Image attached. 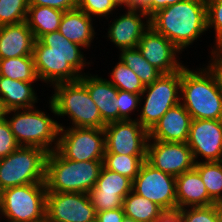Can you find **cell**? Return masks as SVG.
Instances as JSON below:
<instances>
[{"label": "cell", "instance_id": "7c38bea8", "mask_svg": "<svg viewBox=\"0 0 222 222\" xmlns=\"http://www.w3.org/2000/svg\"><path fill=\"white\" fill-rule=\"evenodd\" d=\"M105 153L146 156L148 131L138 120L110 122L104 127Z\"/></svg>", "mask_w": 222, "mask_h": 222}, {"label": "cell", "instance_id": "603a6c76", "mask_svg": "<svg viewBox=\"0 0 222 222\" xmlns=\"http://www.w3.org/2000/svg\"><path fill=\"white\" fill-rule=\"evenodd\" d=\"M31 83L0 76V98L6 110L5 114L19 111V109L34 108L33 104L37 97Z\"/></svg>", "mask_w": 222, "mask_h": 222}, {"label": "cell", "instance_id": "d6a6232c", "mask_svg": "<svg viewBox=\"0 0 222 222\" xmlns=\"http://www.w3.org/2000/svg\"><path fill=\"white\" fill-rule=\"evenodd\" d=\"M29 0H0V26L26 21Z\"/></svg>", "mask_w": 222, "mask_h": 222}, {"label": "cell", "instance_id": "9a60e30c", "mask_svg": "<svg viewBox=\"0 0 222 222\" xmlns=\"http://www.w3.org/2000/svg\"><path fill=\"white\" fill-rule=\"evenodd\" d=\"M132 184L128 177L103 166L95 186L89 192L95 212L122 208L123 199L132 191Z\"/></svg>", "mask_w": 222, "mask_h": 222}, {"label": "cell", "instance_id": "4dcf8cb0", "mask_svg": "<svg viewBox=\"0 0 222 222\" xmlns=\"http://www.w3.org/2000/svg\"><path fill=\"white\" fill-rule=\"evenodd\" d=\"M112 78L110 81L118 90H123L135 94H142L145 86L139 77L130 68H128L121 60L112 70Z\"/></svg>", "mask_w": 222, "mask_h": 222}, {"label": "cell", "instance_id": "5b68a950", "mask_svg": "<svg viewBox=\"0 0 222 222\" xmlns=\"http://www.w3.org/2000/svg\"><path fill=\"white\" fill-rule=\"evenodd\" d=\"M52 96L50 108L56 115H70L74 127L104 129L98 107L91 99L87 88L78 80L58 83Z\"/></svg>", "mask_w": 222, "mask_h": 222}, {"label": "cell", "instance_id": "6da1fadb", "mask_svg": "<svg viewBox=\"0 0 222 222\" xmlns=\"http://www.w3.org/2000/svg\"><path fill=\"white\" fill-rule=\"evenodd\" d=\"M80 45L71 42L58 30L35 40L33 58L39 79L54 81L52 84L75 82L85 63ZM77 74V75H76Z\"/></svg>", "mask_w": 222, "mask_h": 222}, {"label": "cell", "instance_id": "ee69618b", "mask_svg": "<svg viewBox=\"0 0 222 222\" xmlns=\"http://www.w3.org/2000/svg\"><path fill=\"white\" fill-rule=\"evenodd\" d=\"M5 113H6V110L3 107L2 100L0 98V120L5 118V115H6Z\"/></svg>", "mask_w": 222, "mask_h": 222}, {"label": "cell", "instance_id": "b9f144b4", "mask_svg": "<svg viewBox=\"0 0 222 222\" xmlns=\"http://www.w3.org/2000/svg\"><path fill=\"white\" fill-rule=\"evenodd\" d=\"M127 7L139 10L140 16H149V0H127Z\"/></svg>", "mask_w": 222, "mask_h": 222}, {"label": "cell", "instance_id": "f35d334b", "mask_svg": "<svg viewBox=\"0 0 222 222\" xmlns=\"http://www.w3.org/2000/svg\"><path fill=\"white\" fill-rule=\"evenodd\" d=\"M218 53L215 56L213 63H211L208 71L213 76L216 86L222 95V51H217Z\"/></svg>", "mask_w": 222, "mask_h": 222}, {"label": "cell", "instance_id": "5bb4252c", "mask_svg": "<svg viewBox=\"0 0 222 222\" xmlns=\"http://www.w3.org/2000/svg\"><path fill=\"white\" fill-rule=\"evenodd\" d=\"M146 161L154 168L174 177L192 170L195 165L187 143L158 140H154L153 144H147Z\"/></svg>", "mask_w": 222, "mask_h": 222}, {"label": "cell", "instance_id": "83f0119b", "mask_svg": "<svg viewBox=\"0 0 222 222\" xmlns=\"http://www.w3.org/2000/svg\"><path fill=\"white\" fill-rule=\"evenodd\" d=\"M121 61L139 77L144 86L150 85L162 73L152 66L138 48L122 49Z\"/></svg>", "mask_w": 222, "mask_h": 222}, {"label": "cell", "instance_id": "8fae6325", "mask_svg": "<svg viewBox=\"0 0 222 222\" xmlns=\"http://www.w3.org/2000/svg\"><path fill=\"white\" fill-rule=\"evenodd\" d=\"M132 190L164 211L177 209L176 177L154 168L146 160L133 180Z\"/></svg>", "mask_w": 222, "mask_h": 222}, {"label": "cell", "instance_id": "d4e9b609", "mask_svg": "<svg viewBox=\"0 0 222 222\" xmlns=\"http://www.w3.org/2000/svg\"><path fill=\"white\" fill-rule=\"evenodd\" d=\"M64 11L47 6H29L26 23L35 40L59 29ZM30 16V17H29Z\"/></svg>", "mask_w": 222, "mask_h": 222}, {"label": "cell", "instance_id": "f1b7e54d", "mask_svg": "<svg viewBox=\"0 0 222 222\" xmlns=\"http://www.w3.org/2000/svg\"><path fill=\"white\" fill-rule=\"evenodd\" d=\"M194 168L199 172L209 197L222 205V161L195 162Z\"/></svg>", "mask_w": 222, "mask_h": 222}, {"label": "cell", "instance_id": "cb8c5ba5", "mask_svg": "<svg viewBox=\"0 0 222 222\" xmlns=\"http://www.w3.org/2000/svg\"><path fill=\"white\" fill-rule=\"evenodd\" d=\"M58 31L68 40L79 44L81 47L89 46L94 36L91 16H88L79 8L64 12Z\"/></svg>", "mask_w": 222, "mask_h": 222}, {"label": "cell", "instance_id": "8992f818", "mask_svg": "<svg viewBox=\"0 0 222 222\" xmlns=\"http://www.w3.org/2000/svg\"><path fill=\"white\" fill-rule=\"evenodd\" d=\"M42 148L19 146L0 158V192L32 183H45L46 157Z\"/></svg>", "mask_w": 222, "mask_h": 222}, {"label": "cell", "instance_id": "e0dca14e", "mask_svg": "<svg viewBox=\"0 0 222 222\" xmlns=\"http://www.w3.org/2000/svg\"><path fill=\"white\" fill-rule=\"evenodd\" d=\"M137 48L142 56L162 74L173 73L183 67L175 58L176 52L180 50L151 26L143 33Z\"/></svg>", "mask_w": 222, "mask_h": 222}, {"label": "cell", "instance_id": "7a4b0ae2", "mask_svg": "<svg viewBox=\"0 0 222 222\" xmlns=\"http://www.w3.org/2000/svg\"><path fill=\"white\" fill-rule=\"evenodd\" d=\"M149 18L150 26L157 33L182 50L207 30L206 0H182Z\"/></svg>", "mask_w": 222, "mask_h": 222}, {"label": "cell", "instance_id": "ba28073f", "mask_svg": "<svg viewBox=\"0 0 222 222\" xmlns=\"http://www.w3.org/2000/svg\"><path fill=\"white\" fill-rule=\"evenodd\" d=\"M182 68L176 72L162 74L150 85L145 86L141 95L147 97L138 121L148 132L173 106L180 103L178 89H181Z\"/></svg>", "mask_w": 222, "mask_h": 222}, {"label": "cell", "instance_id": "2e32d148", "mask_svg": "<svg viewBox=\"0 0 222 222\" xmlns=\"http://www.w3.org/2000/svg\"><path fill=\"white\" fill-rule=\"evenodd\" d=\"M187 145L194 161L198 154L207 162L222 161V120L192 119Z\"/></svg>", "mask_w": 222, "mask_h": 222}, {"label": "cell", "instance_id": "52a82bcc", "mask_svg": "<svg viewBox=\"0 0 222 222\" xmlns=\"http://www.w3.org/2000/svg\"><path fill=\"white\" fill-rule=\"evenodd\" d=\"M45 183H32L0 192V211L9 222H38L46 217Z\"/></svg>", "mask_w": 222, "mask_h": 222}, {"label": "cell", "instance_id": "74e56055", "mask_svg": "<svg viewBox=\"0 0 222 222\" xmlns=\"http://www.w3.org/2000/svg\"><path fill=\"white\" fill-rule=\"evenodd\" d=\"M79 0H29V6H47L62 11L78 8Z\"/></svg>", "mask_w": 222, "mask_h": 222}, {"label": "cell", "instance_id": "ac0fdd59", "mask_svg": "<svg viewBox=\"0 0 222 222\" xmlns=\"http://www.w3.org/2000/svg\"><path fill=\"white\" fill-rule=\"evenodd\" d=\"M192 117L181 103L171 107L148 132L149 139L187 143Z\"/></svg>", "mask_w": 222, "mask_h": 222}, {"label": "cell", "instance_id": "3957f363", "mask_svg": "<svg viewBox=\"0 0 222 222\" xmlns=\"http://www.w3.org/2000/svg\"><path fill=\"white\" fill-rule=\"evenodd\" d=\"M103 161H73L56 149L47 154L45 184L47 192L87 193L95 186Z\"/></svg>", "mask_w": 222, "mask_h": 222}, {"label": "cell", "instance_id": "836d02e7", "mask_svg": "<svg viewBox=\"0 0 222 222\" xmlns=\"http://www.w3.org/2000/svg\"><path fill=\"white\" fill-rule=\"evenodd\" d=\"M207 7V28L214 26L216 31V54L217 51H222V0H206Z\"/></svg>", "mask_w": 222, "mask_h": 222}, {"label": "cell", "instance_id": "9c48e42d", "mask_svg": "<svg viewBox=\"0 0 222 222\" xmlns=\"http://www.w3.org/2000/svg\"><path fill=\"white\" fill-rule=\"evenodd\" d=\"M27 110L7 120L17 143L19 146L42 148L48 153L54 151L48 147L59 135L60 125L44 112L32 111V108Z\"/></svg>", "mask_w": 222, "mask_h": 222}, {"label": "cell", "instance_id": "60d3db41", "mask_svg": "<svg viewBox=\"0 0 222 222\" xmlns=\"http://www.w3.org/2000/svg\"><path fill=\"white\" fill-rule=\"evenodd\" d=\"M180 1L182 0H149V16L151 17L157 11Z\"/></svg>", "mask_w": 222, "mask_h": 222}, {"label": "cell", "instance_id": "f6af8a7d", "mask_svg": "<svg viewBox=\"0 0 222 222\" xmlns=\"http://www.w3.org/2000/svg\"><path fill=\"white\" fill-rule=\"evenodd\" d=\"M118 6L125 4L127 6V0H113Z\"/></svg>", "mask_w": 222, "mask_h": 222}, {"label": "cell", "instance_id": "ffe728a7", "mask_svg": "<svg viewBox=\"0 0 222 222\" xmlns=\"http://www.w3.org/2000/svg\"><path fill=\"white\" fill-rule=\"evenodd\" d=\"M79 81L87 88L91 99L98 107L102 120L108 124L118 121V89L107 80L95 77H83Z\"/></svg>", "mask_w": 222, "mask_h": 222}, {"label": "cell", "instance_id": "7bdbcfd3", "mask_svg": "<svg viewBox=\"0 0 222 222\" xmlns=\"http://www.w3.org/2000/svg\"><path fill=\"white\" fill-rule=\"evenodd\" d=\"M152 222H180L178 209L164 211L157 219Z\"/></svg>", "mask_w": 222, "mask_h": 222}, {"label": "cell", "instance_id": "4fadbf2b", "mask_svg": "<svg viewBox=\"0 0 222 222\" xmlns=\"http://www.w3.org/2000/svg\"><path fill=\"white\" fill-rule=\"evenodd\" d=\"M46 218L50 222H90L96 212L87 193L47 192Z\"/></svg>", "mask_w": 222, "mask_h": 222}, {"label": "cell", "instance_id": "277c9868", "mask_svg": "<svg viewBox=\"0 0 222 222\" xmlns=\"http://www.w3.org/2000/svg\"><path fill=\"white\" fill-rule=\"evenodd\" d=\"M180 91L192 119L222 120V95L209 71L193 72L183 66Z\"/></svg>", "mask_w": 222, "mask_h": 222}, {"label": "cell", "instance_id": "44dd1931", "mask_svg": "<svg viewBox=\"0 0 222 222\" xmlns=\"http://www.w3.org/2000/svg\"><path fill=\"white\" fill-rule=\"evenodd\" d=\"M177 209L216 204L210 197L199 172L193 168L176 177Z\"/></svg>", "mask_w": 222, "mask_h": 222}, {"label": "cell", "instance_id": "d6986e66", "mask_svg": "<svg viewBox=\"0 0 222 222\" xmlns=\"http://www.w3.org/2000/svg\"><path fill=\"white\" fill-rule=\"evenodd\" d=\"M34 42L26 21L0 26V59L33 56Z\"/></svg>", "mask_w": 222, "mask_h": 222}, {"label": "cell", "instance_id": "7dc6e473", "mask_svg": "<svg viewBox=\"0 0 222 222\" xmlns=\"http://www.w3.org/2000/svg\"><path fill=\"white\" fill-rule=\"evenodd\" d=\"M38 222H50V221L45 217L43 220L38 221Z\"/></svg>", "mask_w": 222, "mask_h": 222}, {"label": "cell", "instance_id": "bcb514c9", "mask_svg": "<svg viewBox=\"0 0 222 222\" xmlns=\"http://www.w3.org/2000/svg\"><path fill=\"white\" fill-rule=\"evenodd\" d=\"M122 222H137V221H135L134 219H132L130 217L124 216V219Z\"/></svg>", "mask_w": 222, "mask_h": 222}, {"label": "cell", "instance_id": "8d00e7d4", "mask_svg": "<svg viewBox=\"0 0 222 222\" xmlns=\"http://www.w3.org/2000/svg\"><path fill=\"white\" fill-rule=\"evenodd\" d=\"M19 147L6 118L0 120V158L7 157Z\"/></svg>", "mask_w": 222, "mask_h": 222}, {"label": "cell", "instance_id": "30bf717a", "mask_svg": "<svg viewBox=\"0 0 222 222\" xmlns=\"http://www.w3.org/2000/svg\"><path fill=\"white\" fill-rule=\"evenodd\" d=\"M61 138L57 140L56 149L64 158L69 160L103 161L105 155L104 129L72 127L64 130L59 126ZM102 135V136H101ZM101 136V137H100Z\"/></svg>", "mask_w": 222, "mask_h": 222}, {"label": "cell", "instance_id": "7402d4cb", "mask_svg": "<svg viewBox=\"0 0 222 222\" xmlns=\"http://www.w3.org/2000/svg\"><path fill=\"white\" fill-rule=\"evenodd\" d=\"M136 11L137 9H128V13L115 20L108 31V37L121 50L137 48L145 29L150 26V18L147 25H144Z\"/></svg>", "mask_w": 222, "mask_h": 222}, {"label": "cell", "instance_id": "c3c4849f", "mask_svg": "<svg viewBox=\"0 0 222 222\" xmlns=\"http://www.w3.org/2000/svg\"><path fill=\"white\" fill-rule=\"evenodd\" d=\"M90 222H99V221L95 218L94 220H92Z\"/></svg>", "mask_w": 222, "mask_h": 222}, {"label": "cell", "instance_id": "e575fe53", "mask_svg": "<svg viewBox=\"0 0 222 222\" xmlns=\"http://www.w3.org/2000/svg\"><path fill=\"white\" fill-rule=\"evenodd\" d=\"M141 94H135L123 90H118V121L130 120L128 113L137 107L140 103Z\"/></svg>", "mask_w": 222, "mask_h": 222}, {"label": "cell", "instance_id": "f546056e", "mask_svg": "<svg viewBox=\"0 0 222 222\" xmlns=\"http://www.w3.org/2000/svg\"><path fill=\"white\" fill-rule=\"evenodd\" d=\"M145 160L146 156H128L105 153L103 166L106 169L126 176L133 181L138 175L140 167Z\"/></svg>", "mask_w": 222, "mask_h": 222}, {"label": "cell", "instance_id": "484cf974", "mask_svg": "<svg viewBox=\"0 0 222 222\" xmlns=\"http://www.w3.org/2000/svg\"><path fill=\"white\" fill-rule=\"evenodd\" d=\"M124 214L137 222H152L157 219L164 210L133 190L123 199Z\"/></svg>", "mask_w": 222, "mask_h": 222}, {"label": "cell", "instance_id": "ab89813d", "mask_svg": "<svg viewBox=\"0 0 222 222\" xmlns=\"http://www.w3.org/2000/svg\"><path fill=\"white\" fill-rule=\"evenodd\" d=\"M124 209L117 208L113 210H105L96 212V219L99 222H122L124 219Z\"/></svg>", "mask_w": 222, "mask_h": 222}, {"label": "cell", "instance_id": "1f68e13d", "mask_svg": "<svg viewBox=\"0 0 222 222\" xmlns=\"http://www.w3.org/2000/svg\"><path fill=\"white\" fill-rule=\"evenodd\" d=\"M180 222H222V205L214 204L208 206L178 209Z\"/></svg>", "mask_w": 222, "mask_h": 222}, {"label": "cell", "instance_id": "4316f807", "mask_svg": "<svg viewBox=\"0 0 222 222\" xmlns=\"http://www.w3.org/2000/svg\"><path fill=\"white\" fill-rule=\"evenodd\" d=\"M0 76L23 82L39 79L33 56L0 59Z\"/></svg>", "mask_w": 222, "mask_h": 222}, {"label": "cell", "instance_id": "d590c367", "mask_svg": "<svg viewBox=\"0 0 222 222\" xmlns=\"http://www.w3.org/2000/svg\"><path fill=\"white\" fill-rule=\"evenodd\" d=\"M118 6L113 0H79L78 8L88 16L107 15Z\"/></svg>", "mask_w": 222, "mask_h": 222}]
</instances>
